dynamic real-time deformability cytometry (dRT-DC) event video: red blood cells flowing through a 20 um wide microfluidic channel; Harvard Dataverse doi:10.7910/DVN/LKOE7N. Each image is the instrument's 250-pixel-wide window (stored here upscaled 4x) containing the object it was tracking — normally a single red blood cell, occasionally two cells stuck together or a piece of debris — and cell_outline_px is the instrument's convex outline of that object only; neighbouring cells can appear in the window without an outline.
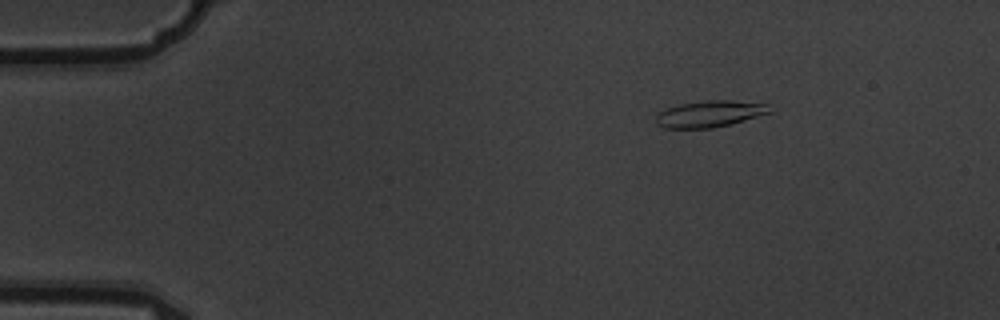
{"species": "common noctule bat (a hibernating species)", "species_latin": "Nyctalus noctula", "temperature_condition": "warm", "stored_images_in_passage": 6, "camera_frame_rate_fps": 3000, "um_per_image_px": 0.085, "animal": {"sex": "male", "body_mass_g": 19.5, "forearm_length_mm": 54.6}, "frame": {"image": 1, "passage_image": 3, "time_ms": 0.667, "image_size_px": [1000, 320], "cell_outline_px": [[772, 112], [732, 124], [712, 128], [664, 128], [656, 124], [656, 112], [680, 104], [708, 100], [732, 100], [768, 104]], "centroid_in_image_um": [60.32, 9.68], "position_along_channel_um": 24.7, "area_um2": 17.63}}